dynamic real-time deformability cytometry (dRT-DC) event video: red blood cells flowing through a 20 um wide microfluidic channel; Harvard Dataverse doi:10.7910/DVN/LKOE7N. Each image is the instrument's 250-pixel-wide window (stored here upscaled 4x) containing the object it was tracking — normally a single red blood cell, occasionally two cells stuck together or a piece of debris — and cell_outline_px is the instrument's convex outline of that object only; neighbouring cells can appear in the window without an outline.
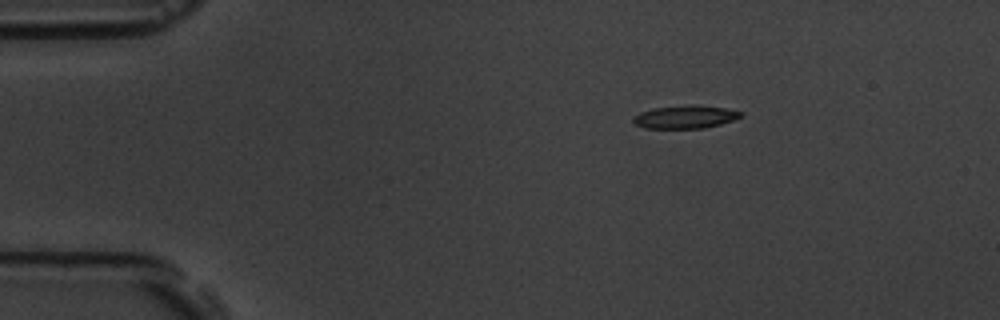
{"species": "common noctule bat (a hibernating species)", "species_latin": "Nyctalus noctula", "temperature_condition": "room temperature", "stored_images_in_passage": 3, "camera_frame_rate_fps": 3000, "um_per_image_px": 0.085, "animal": {"sex": "male", "body_mass_g": 19.5, "forearm_length_mm": 54.6}, "frame": {"image": 1, "passage_image": 1, "time_ms": 0.0, "image_size_px": [1000, 320], "cell_outline_px": [[744, 116], [720, 124], [704, 128], [644, 128], [636, 124], [632, 120], [632, 116], [640, 112], [652, 108], [684, 104], [696, 104], [724, 108], [744, 112]], "centroid_in_image_um": [58.23, 9.92], "position_along_channel_um": 26.8, "area_um2": 14.68}}